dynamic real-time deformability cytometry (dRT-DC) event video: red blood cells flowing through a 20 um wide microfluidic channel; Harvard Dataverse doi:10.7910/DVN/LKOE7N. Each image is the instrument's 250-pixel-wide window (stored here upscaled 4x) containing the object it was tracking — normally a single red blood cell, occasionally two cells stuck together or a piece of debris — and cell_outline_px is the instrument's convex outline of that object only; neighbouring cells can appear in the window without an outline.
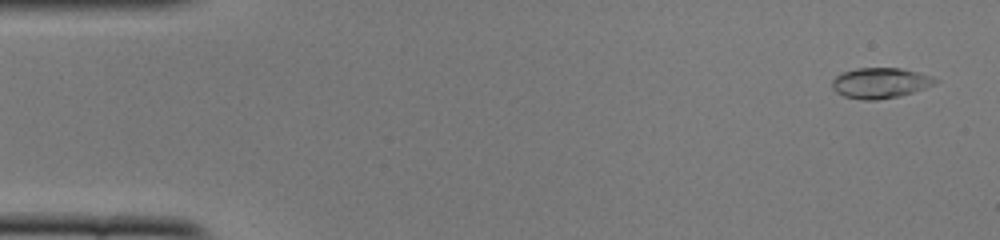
{"species": "common noctule bat (a hibernating species)", "species_latin": "Nyctalus noctula", "temperature_condition": "cold", "stored_images_in_passage": 51, "camera_frame_rate_fps": 3000, "um_per_image_px": 0.085, "animal": {"sex": "female", "body_mass_g": 22.0, "forearm_length_mm": 56.7}, "frame": {"image": 1, "passage_image": 2, "time_ms": 0.333, "image_size_px": [1000, 240], "cell_outline_px": [[936, 80], [932, 84], [924, 88], [900, 96], [876, 100], [864, 100], [844, 96], [836, 92], [832, 88], [832, 80], [840, 72], [856, 68], [900, 68], [916, 72], [928, 76]], "centroid_in_image_um": [74.72, 7.05], "position_along_channel_um": 10.3, "area_um2": 18.03}}
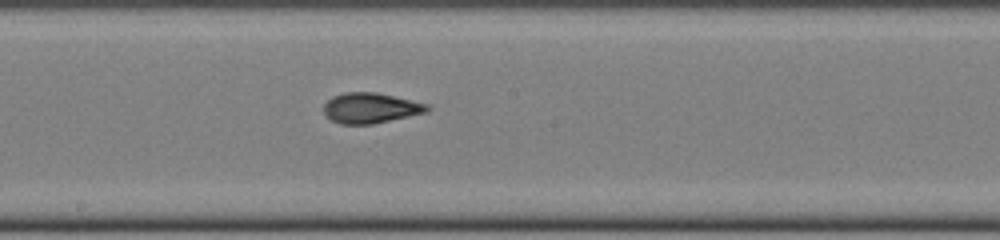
{"frame": {"image": 2, "passage_image": 27, "time_ms": 8.667, "image_size_px": [1000, 240], "cell_outline_px": [[432, 108], [428, 112], [372, 124], [340, 124], [332, 120], [324, 112], [324, 104], [332, 96], [344, 92], [376, 92], [428, 104]], "centroid_in_image_um": [31.51, 9.17], "position_along_channel_um": 216.7, "area_um2": 18.26}}
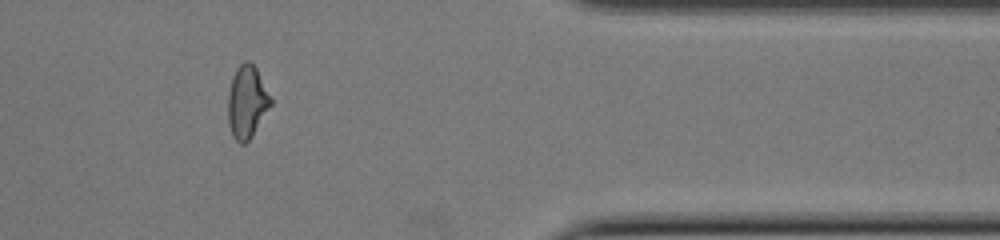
{"frame": {"image": 3, "passage_image": 42, "time_ms": 13.667, "image_size_px": [1000, 240], "cell_outline_px": [[272, 104], [248, 140], [244, 144], [240, 144], [232, 136], [228, 124], [228, 92], [232, 76], [236, 68], [244, 60], [248, 60], [256, 68], [272, 100]], "centroid_in_image_um": [20.96, 8.65], "position_along_channel_um": 390.4, "area_um2": 17.92}, "authors_computed_cell_mechanics": {"area_um2": 17.918, "velocity_mm_per_s": 3.9355, "shape_relaxation_time_tau1_ms": 4.8628, "shape_relaxation_time_tau2_ms": 1.6818, "deformation_change_tau1": 0.1965, "deformation_change_tau2": 0.0818}}